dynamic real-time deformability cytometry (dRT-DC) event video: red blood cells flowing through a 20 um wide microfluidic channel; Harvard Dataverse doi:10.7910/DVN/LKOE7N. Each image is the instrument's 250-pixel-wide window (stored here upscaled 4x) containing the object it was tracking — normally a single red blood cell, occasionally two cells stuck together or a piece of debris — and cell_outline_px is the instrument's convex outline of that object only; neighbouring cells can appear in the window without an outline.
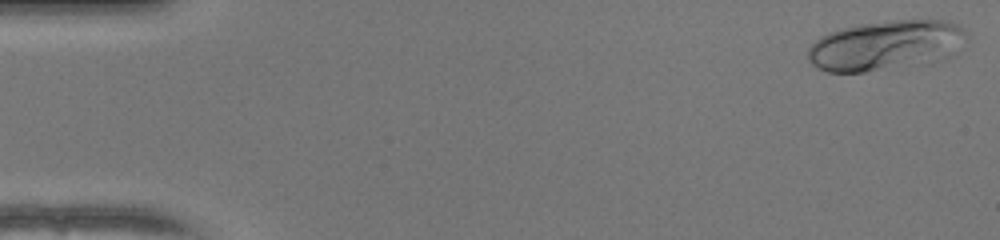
{"species": "human", "species_latin": "Homo sapiens", "temperature_condition": "warm", "stored_images_in_passage": 49, "camera_frame_rate_fps": 3000, "um_per_image_px": 0.085, "donor": {"sex": "female"}, "frame": {"image": 1, "passage_image": 1, "time_ms": 0.0, "image_size_px": [1000, 240], "cell_outline_px": [[968, 32], [948, 56], [944, 60], [932, 64], [864, 72], [828, 72], [816, 68], [808, 60], [808, 48], [820, 36], [828, 32], [840, 28], [856, 24], [896, 20], [944, 20], [960, 24]], "centroid_in_image_um": [75.26, 3.87], "position_along_channel_um": 9.7, "area_um2": 46.64}}
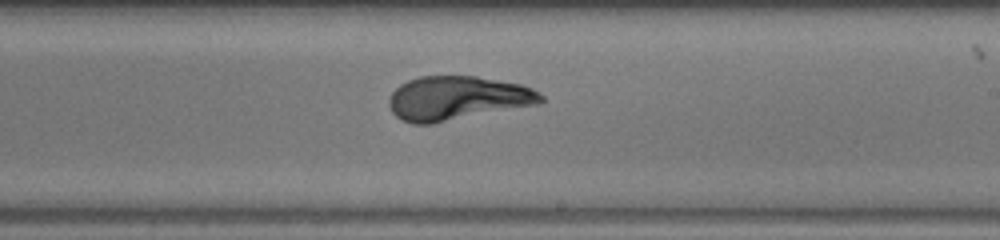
{"frame": {"image": 2, "passage_image": 29, "time_ms": 9.333, "image_size_px": [1000, 240], "cell_outline_px": [[544, 100], [536, 104], [432, 124], [412, 124], [400, 120], [392, 112], [388, 104], [388, 100], [392, 92], [400, 84], [408, 80], [420, 76], [476, 76], [520, 84], [532, 88], [544, 96]], "centroid_in_image_um": [38.82, 8.35], "position_along_channel_um": 250.2, "area_um2": 38.9}}
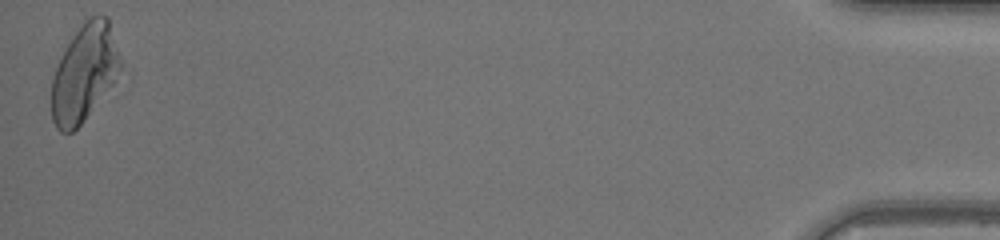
{"frame": {"image": 3, "passage_image": 49, "time_ms": 16.0, "image_size_px": [1000, 240], "cell_outline_px": [[120, 64], [112, 84], [84, 120], [72, 132], [60, 132], [56, 128], [52, 120], [52, 76], [60, 56], [72, 36], [84, 20], [88, 16], [108, 16], [120, 60]], "centroid_in_image_um": [7.12, 6.19], "position_along_channel_um": 428.1, "area_um2": 38.26}}